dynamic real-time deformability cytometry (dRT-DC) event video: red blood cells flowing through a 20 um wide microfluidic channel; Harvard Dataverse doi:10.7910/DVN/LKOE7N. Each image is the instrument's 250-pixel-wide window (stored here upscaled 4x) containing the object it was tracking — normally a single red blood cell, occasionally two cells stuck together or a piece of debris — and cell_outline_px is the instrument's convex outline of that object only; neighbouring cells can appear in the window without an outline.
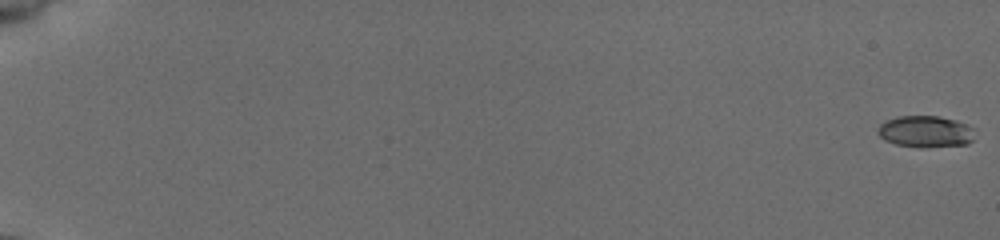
{"species": "common noctule bat (a hibernating species)", "species_latin": "Nyctalus noctula", "temperature_condition": "cold", "stored_images_in_passage": 56, "camera_frame_rate_fps": 3000, "um_per_image_px": 0.085, "animal": {"sex": "female", "body_mass_g": 19.5, "forearm_length_mm": 54.1}, "frame": {"image": 1, "passage_image": 1, "time_ms": 0.0, "image_size_px": [1000, 240], "cell_outline_px": [[976, 128], [972, 140], [968, 144], [896, 144], [884, 140], [880, 136], [880, 124], [884, 120], [896, 116], [940, 116], [956, 120]], "centroid_in_image_um": [78.69, 11.1], "position_along_channel_um": 6.3, "area_um2": 16.99}}
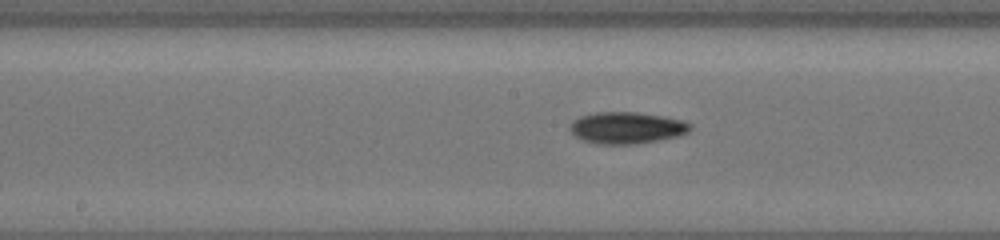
{"frame": {"image": 2, "passage_image": 32, "time_ms": 10.333, "image_size_px": [1000, 240], "cell_outline_px": [[692, 124], [688, 132], [676, 136], [636, 144], [596, 144], [584, 140], [576, 136], [568, 128], [568, 124], [572, 120], [580, 116], [596, 112], [636, 112], [664, 116], [684, 120]], "centroid_in_image_um": [53.24, 10.85], "position_along_channel_um": 195.0, "area_um2": 22.25}}
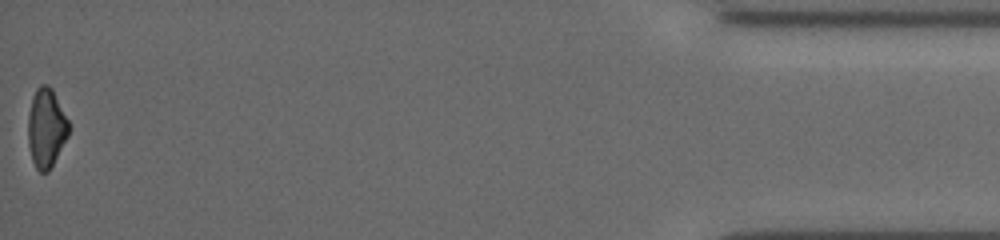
{"frame": {"image": 3, "passage_image": 56, "time_ms": 18.333, "image_size_px": [1000, 240], "cell_outline_px": [[68, 136], [48, 172], [40, 172], [36, 168], [32, 160], [28, 144], [28, 116], [32, 96], [36, 88], [40, 84], [48, 84], [52, 88], [68, 120]], "centroid_in_image_um": [3.91, 10.85], "position_along_channel_um": 431.3, "area_um2": 18.67}, "authors_computed_cell_mechanics": {"area_um2": 19.2185, "velocity_mm_per_s": 3.933, "shape_relaxation_time_tau1_ms": 2.4578, "shape_relaxation_time_tau2_ms": null, "deformation_change_tau1": 0.1276, "deformation_change_tau2": null}}